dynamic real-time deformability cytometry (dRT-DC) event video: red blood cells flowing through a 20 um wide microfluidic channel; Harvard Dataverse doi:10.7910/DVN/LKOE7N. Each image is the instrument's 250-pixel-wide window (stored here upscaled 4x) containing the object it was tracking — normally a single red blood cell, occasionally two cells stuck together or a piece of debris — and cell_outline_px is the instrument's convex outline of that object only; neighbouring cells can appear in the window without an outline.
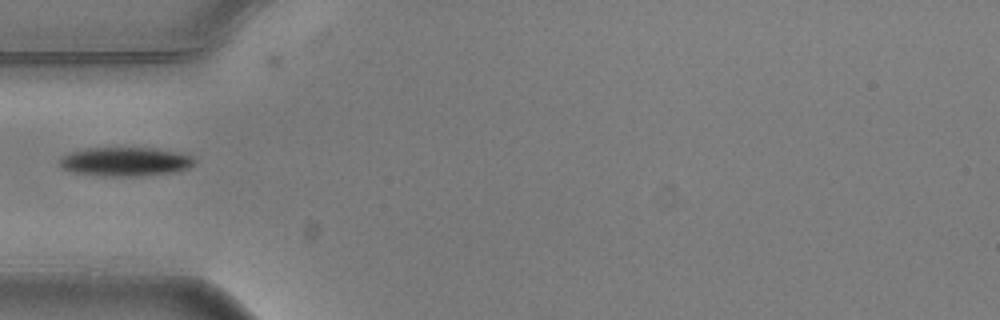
{"species": "common noctule bat (a hibernating species)", "species_latin": "Nyctalus noctula", "temperature_condition": "warm", "stored_images_in_passage": 7, "camera_frame_rate_fps": 3000, "um_per_image_px": 0.085, "animal": {"sex": "male", "body_mass_g": 20.5, "forearm_length_mm": 52.5}, "frame": {"image": 1, "passage_image": 6, "time_ms": 1.667, "image_size_px": [1000, 320], "cell_outline_px": [[196, 164], [188, 168], [168, 172], [140, 176], [112, 176], [72, 172], [64, 168], [60, 164], [60, 156], [68, 152], [88, 148], [156, 148], [196, 156]], "centroid_in_image_um": [10.68, 13.72], "position_along_channel_um": 74.3, "area_um2": 22.66}}